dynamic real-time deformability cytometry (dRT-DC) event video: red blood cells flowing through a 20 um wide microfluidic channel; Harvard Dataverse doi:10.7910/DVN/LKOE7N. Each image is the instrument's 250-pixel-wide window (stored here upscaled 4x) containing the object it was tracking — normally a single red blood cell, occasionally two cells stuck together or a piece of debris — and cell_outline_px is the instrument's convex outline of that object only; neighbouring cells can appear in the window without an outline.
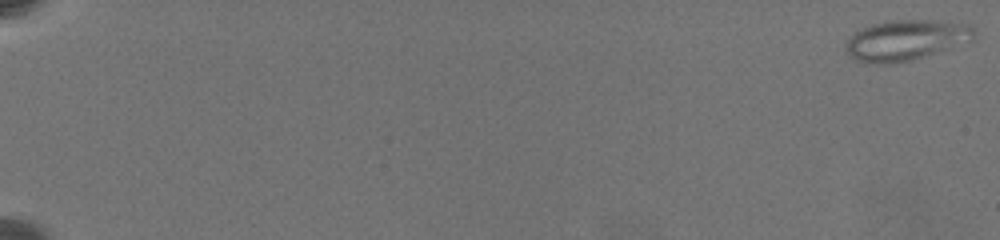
{"species": "common noctule bat (a hibernating species)", "species_latin": "Nyctalus noctula", "temperature_condition": "warm", "stored_images_in_passage": 55, "camera_frame_rate_fps": 3000, "um_per_image_px": 0.085, "animal": {"sex": "female", "body_mass_g": 19.5, "forearm_length_mm": 54.1}, "frame": {"image": 1, "passage_image": 1, "time_ms": 0.0, "image_size_px": [1000, 240], "cell_outline_px": [[976, 32], [972, 40], [908, 60], [888, 64], [860, 60], [852, 56], [844, 48], [848, 40], [856, 32], [864, 28], [876, 24], [968, 24]], "centroid_in_image_um": [76.95, 3.49], "position_along_channel_um": 8.0, "area_um2": 27.11}}
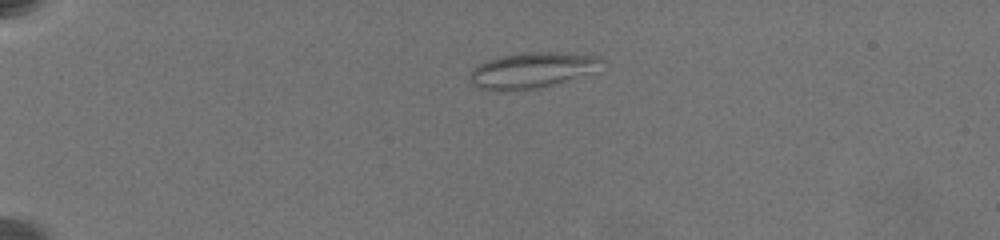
{"frame": {"image": 2, "passage_image": 35, "time_ms": 5.667, "image_size_px": [1000, 240], "cell_outline_px": [[600, 60], [588, 72], [552, 84], [536, 88], [480, 88], [472, 84], [472, 72], [480, 64], [488, 60], [504, 56], [548, 52], [600, 56]], "centroid_in_image_um": [45.17, 5.95], "position_along_channel_um": 39.8, "area_um2": 24.85}}
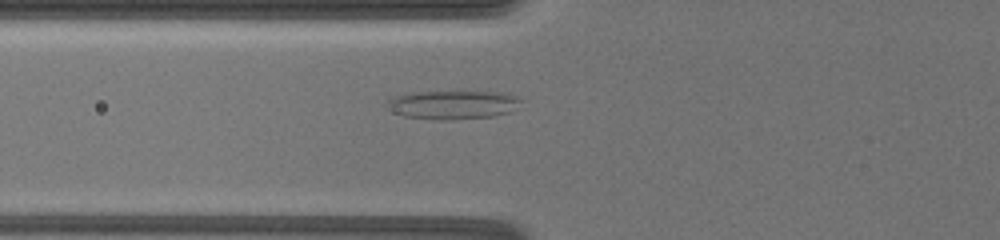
{"frame": {"image": 3, "passage_image": 52, "time_ms": 9.0, "image_size_px": [1000, 240], "cell_outline_px": [[520, 100], [508, 112], [492, 116], [444, 120], [440, 120], [404, 116], [396, 112], [388, 104], [388, 100], [400, 96], [416, 92], [496, 92], [512, 96]], "centroid_in_image_um": [38.47, 8.91], "position_along_channel_um": 87.3, "area_um2": 21.21}}